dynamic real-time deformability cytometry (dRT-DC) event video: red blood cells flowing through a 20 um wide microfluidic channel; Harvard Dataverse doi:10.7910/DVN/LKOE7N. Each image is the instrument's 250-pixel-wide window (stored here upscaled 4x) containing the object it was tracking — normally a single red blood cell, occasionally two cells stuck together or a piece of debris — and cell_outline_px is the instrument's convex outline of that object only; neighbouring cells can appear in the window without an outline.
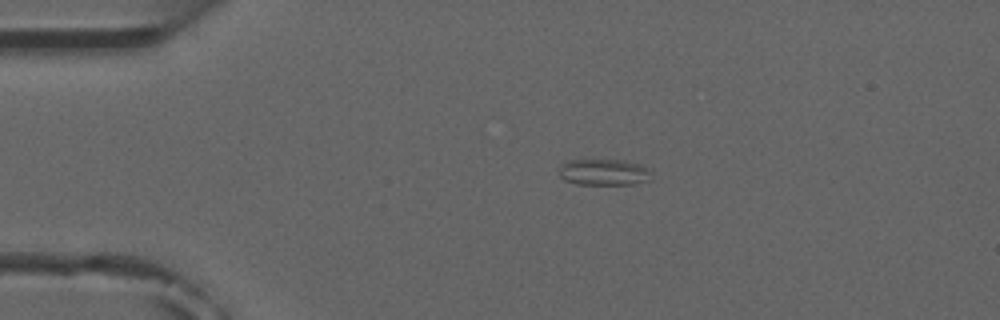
{"species": "common noctule bat (a hibernating species)", "species_latin": "Nyctalus noctula", "temperature_condition": "room temperature", "stored_images_in_passage": 2, "camera_frame_rate_fps": 3000, "um_per_image_px": 0.085, "animal": {"sex": "male", "forearm_length_mm": 52.5}, "frame": {"image": 1, "passage_image": 1, "time_ms": 0.0, "image_size_px": [1000, 320], "cell_outline_px": [[648, 180], [636, 184], [576, 184], [564, 180], [560, 176], [560, 168], [568, 160], [624, 160], [640, 164], [648, 168]], "centroid_in_image_um": [51.31, 14.64], "position_along_channel_um": 33.7, "area_um2": 13.93}}